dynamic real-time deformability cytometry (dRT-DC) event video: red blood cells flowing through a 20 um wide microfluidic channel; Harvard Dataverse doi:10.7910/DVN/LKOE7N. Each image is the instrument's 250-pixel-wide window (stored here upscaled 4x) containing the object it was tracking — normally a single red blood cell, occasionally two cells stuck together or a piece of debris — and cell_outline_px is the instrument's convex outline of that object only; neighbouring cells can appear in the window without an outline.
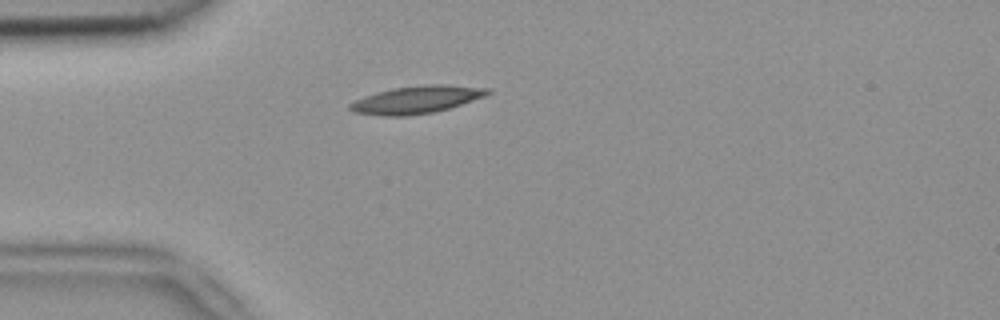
{"species": "common noctule bat (a hibernating species)", "species_latin": "Nyctalus noctula", "temperature_condition": "room temperature", "stored_images_in_passage": 2, "camera_frame_rate_fps": 3000, "um_per_image_px": 0.085, "animal": {"sex": "female", "body_mass_g": 18.4}, "frame": {"image": 1, "passage_image": 1, "time_ms": 0.0, "image_size_px": [1000, 320], "cell_outline_px": [[492, 92], [484, 96], [448, 108], [432, 112], [408, 116], [384, 116], [352, 112], [348, 108], [348, 104], [364, 96], [376, 92], [392, 88], [424, 84], [444, 84], [492, 88]], "centroid_in_image_um": [35.38, 8.46], "position_along_channel_um": 49.6, "area_um2": 22.14}}